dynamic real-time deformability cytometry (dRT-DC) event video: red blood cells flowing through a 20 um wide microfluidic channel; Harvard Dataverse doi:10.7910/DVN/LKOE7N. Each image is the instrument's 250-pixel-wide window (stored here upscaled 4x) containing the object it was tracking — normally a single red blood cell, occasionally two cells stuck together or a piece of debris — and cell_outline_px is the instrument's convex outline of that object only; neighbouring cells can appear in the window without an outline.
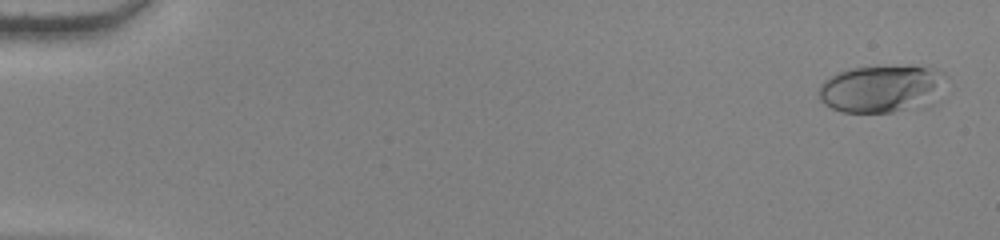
{"species": "human", "species_latin": "Homo sapiens", "temperature_condition": "warm", "stored_images_in_passage": 36, "camera_frame_rate_fps": 3000, "um_per_image_px": 0.085, "donor": {"sex": "female"}, "frame": {"image": 1, "passage_image": 2, "time_ms": 0.333, "image_size_px": [1000, 240], "cell_outline_px": [[948, 76], [924, 96], [904, 108], [892, 112], [840, 112], [824, 104], [820, 100], [820, 84], [824, 80], [840, 72], [852, 68], [912, 64], [944, 72]], "centroid_in_image_um": [74.69, 7.47], "position_along_channel_um": 10.3, "area_um2": 33.0}}
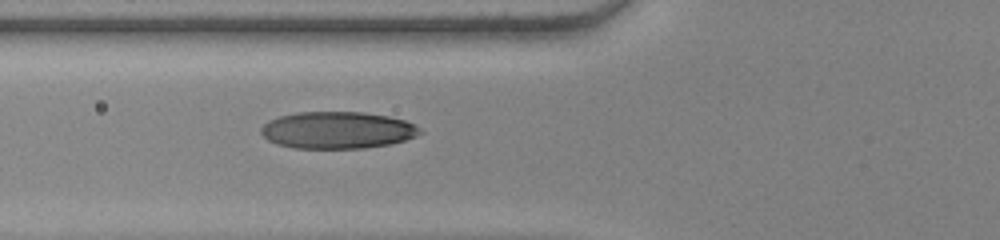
{"frame": {"image": 2, "passage_image": 22, "time_ms": 7.0, "image_size_px": [1000, 240], "cell_outline_px": [[424, 132], [416, 136], [404, 140], [388, 144], [364, 148], [296, 148], [276, 144], [268, 140], [260, 132], [260, 128], [268, 120], [280, 116], [296, 112], [364, 112], [388, 116], [404, 120], [420, 128]], "centroid_in_image_um": [28.66, 11.06], "position_along_channel_um": 97.1, "area_um2": 34.22}}
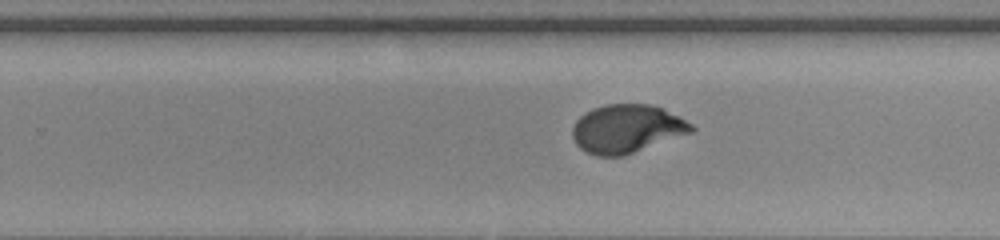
{"frame": {"image": 3, "passage_image": 36, "time_ms": 11.667, "image_size_px": [1000, 240], "cell_outline_px": [[696, 132], [624, 156], [596, 156], [580, 148], [576, 144], [572, 136], [572, 128], [576, 120], [580, 116], [592, 108], [604, 104], [648, 104], [664, 108], [680, 116], [692, 124], [696, 128]], "centroid_in_image_um": [53.33, 10.95], "position_along_channel_um": 276.5, "area_um2": 34.1}}